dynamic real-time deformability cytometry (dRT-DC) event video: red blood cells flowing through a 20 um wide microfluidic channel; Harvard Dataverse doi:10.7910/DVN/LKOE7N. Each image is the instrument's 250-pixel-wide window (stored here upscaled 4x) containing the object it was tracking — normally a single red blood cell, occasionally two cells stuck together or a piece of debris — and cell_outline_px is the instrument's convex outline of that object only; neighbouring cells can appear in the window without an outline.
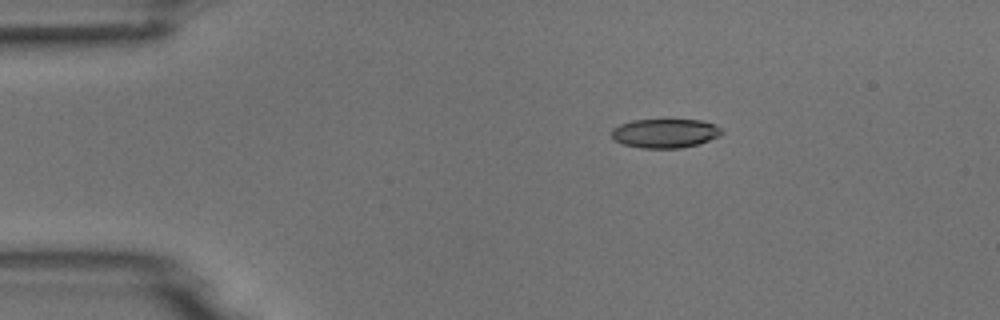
{"species": "common noctule bat (a hibernating species)", "species_latin": "Nyctalus noctula", "temperature_condition": "room temperature", "stored_images_in_passage": 4, "camera_frame_rate_fps": 3000, "um_per_image_px": 0.085, "animal": {"sex": "male", "body_mass_g": 18.8}, "frame": {"image": 1, "passage_image": 3, "time_ms": 2.333, "image_size_px": [1000, 320], "cell_outline_px": [[724, 132], [700, 144], [680, 148], [640, 148], [624, 144], [612, 140], [612, 128], [620, 124], [632, 120], [700, 120], [712, 124], [720, 128]], "centroid_in_image_um": [56.48, 11.33], "position_along_channel_um": 28.5, "area_um2": 18.55}}